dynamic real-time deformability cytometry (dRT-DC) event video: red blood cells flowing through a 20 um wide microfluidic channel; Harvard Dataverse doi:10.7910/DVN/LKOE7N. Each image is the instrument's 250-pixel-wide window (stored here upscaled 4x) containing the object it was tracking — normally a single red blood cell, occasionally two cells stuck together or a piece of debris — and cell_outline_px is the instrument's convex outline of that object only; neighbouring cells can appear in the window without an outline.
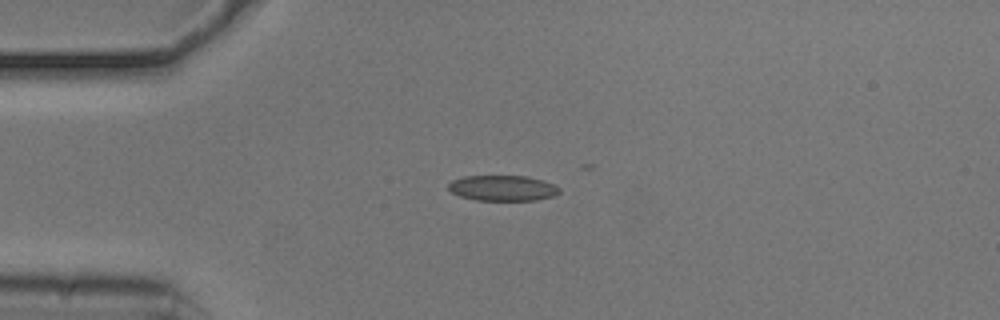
{"species": "common noctule bat (a hibernating species)", "species_latin": "Nyctalus noctula", "temperature_condition": "cold", "stored_images_in_passage": 7, "camera_frame_rate_fps": 3000, "um_per_image_px": 0.085, "animal": {"sex": "male", "body_mass_g": 20.5, "forearm_length_mm": 52.5}, "frame": {"image": 1, "passage_image": 1, "time_ms": 0.0, "image_size_px": [1000, 320], "cell_outline_px": [[560, 192], [556, 196], [536, 200], [476, 200], [460, 196], [452, 192], [448, 188], [448, 184], [452, 180], [464, 176], [528, 176], [544, 180], [556, 184], [560, 188]], "centroid_in_image_um": [42.78, 15.98], "position_along_channel_um": 42.2, "area_um2": 16.7}}
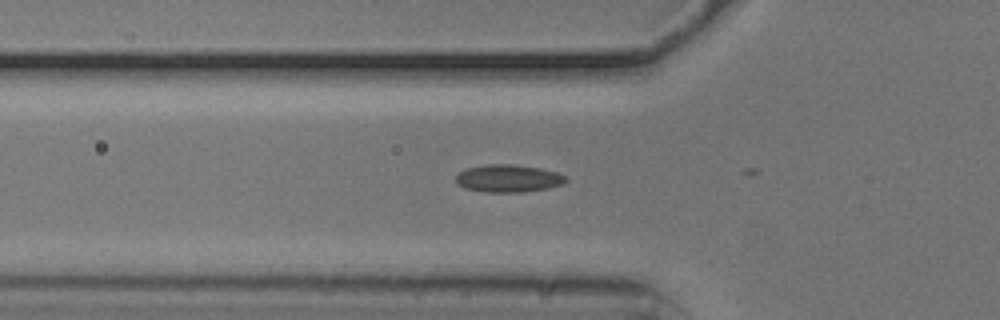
{"frame": {"image": 2, "passage_image": 6, "time_ms": 1.667, "image_size_px": [1000, 320], "cell_outline_px": [[568, 180], [564, 184], [548, 188], [524, 192], [484, 192], [464, 188], [456, 184], [456, 176], [460, 172], [468, 168], [488, 164], [512, 164], [540, 168], [556, 172], [564, 176]], "centroid_in_image_um": [43.2, 15.17], "position_along_channel_um": 82.6, "area_um2": 17.69}}